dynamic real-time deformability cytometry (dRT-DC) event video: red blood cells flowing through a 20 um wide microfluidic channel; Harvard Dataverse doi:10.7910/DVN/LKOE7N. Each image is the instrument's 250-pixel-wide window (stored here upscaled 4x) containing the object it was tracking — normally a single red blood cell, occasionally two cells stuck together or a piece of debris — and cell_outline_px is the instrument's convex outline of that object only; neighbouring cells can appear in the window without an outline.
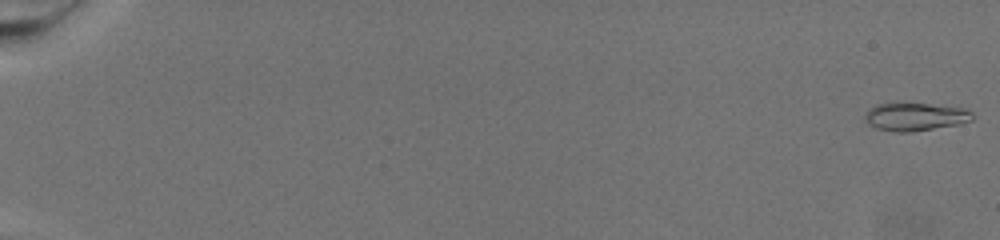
{"species": "common noctule bat (a hibernating species)", "species_latin": "Nyctalus noctula", "temperature_condition": "warm", "stored_images_in_passage": 77, "camera_frame_rate_fps": 3000, "um_per_image_px": 0.085, "animal": {"sex": "female", "body_mass_g": 19.5, "forearm_length_mm": 54.1}, "frame": {"image": 1, "passage_image": 1, "time_ms": 0.0, "image_size_px": [1000, 240], "cell_outline_px": [[976, 116], [972, 120], [960, 124], [912, 132], [896, 132], [876, 128], [868, 124], [864, 120], [864, 116], [868, 108], [876, 104], [928, 104], [964, 108], [972, 112]], "centroid_in_image_um": [77.8, 9.93], "position_along_channel_um": 7.2, "area_um2": 17.57}}
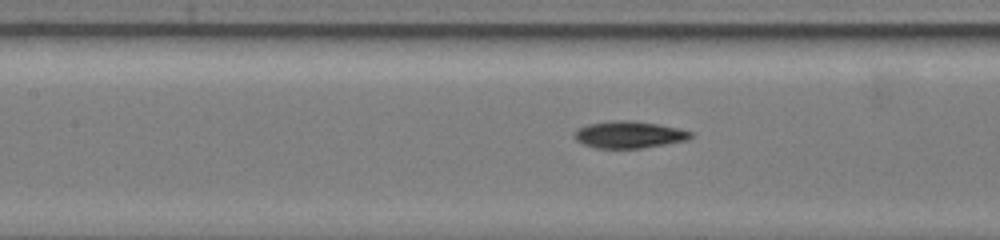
{"frame": {"image": 2, "passage_image": 40, "time_ms": 13.0, "image_size_px": [1000, 240], "cell_outline_px": [[692, 136], [688, 140], [640, 148], [596, 148], [584, 144], [576, 140], [572, 136], [572, 132], [576, 128], [588, 124], [612, 120], [632, 120], [680, 128], [692, 132]], "centroid_in_image_um": [53.42, 11.43], "position_along_channel_um": 154.0, "area_um2": 18.38}}
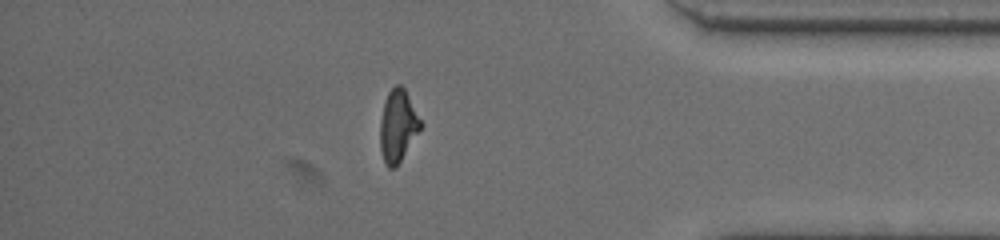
{"frame": {"image": 3, "passage_image": 68, "time_ms": 22.333, "image_size_px": [1000, 240], "cell_outline_px": [[424, 124], [396, 168], [388, 168], [384, 160], [380, 148], [380, 120], [384, 104], [388, 92], [396, 84], [400, 84], [404, 88]], "centroid_in_image_um": [33.83, 10.7], "position_along_channel_um": 401.4, "area_um2": 17.05}}